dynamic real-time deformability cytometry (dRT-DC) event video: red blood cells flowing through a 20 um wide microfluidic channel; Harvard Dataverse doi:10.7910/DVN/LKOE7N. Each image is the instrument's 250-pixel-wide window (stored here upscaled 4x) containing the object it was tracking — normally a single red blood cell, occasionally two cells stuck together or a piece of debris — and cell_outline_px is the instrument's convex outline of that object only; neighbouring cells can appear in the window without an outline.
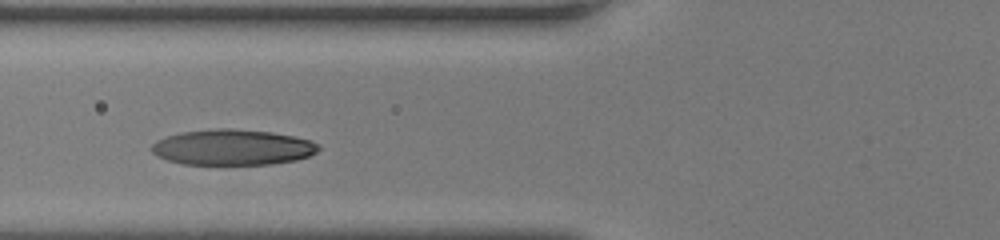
{"species": "human", "species_latin": "Homo sapiens", "temperature_condition": "room temperature", "stored_images_in_passage": 36, "camera_frame_rate_fps": 3000, "um_per_image_px": 0.085, "donor": {"sex": "female"}, "frame": {"image": 1, "passage_image": 15, "time_ms": 4.667, "image_size_px": [1000, 240], "cell_outline_px": [[320, 148], [316, 152], [308, 156], [296, 160], [272, 164], [184, 164], [168, 160], [156, 156], [152, 152], [152, 144], [156, 140], [180, 132], [216, 128], [228, 128], [272, 132], [312, 140], [320, 144]], "centroid_in_image_um": [19.78, 12.51], "position_along_channel_um": 106.0, "area_um2": 34.74}}
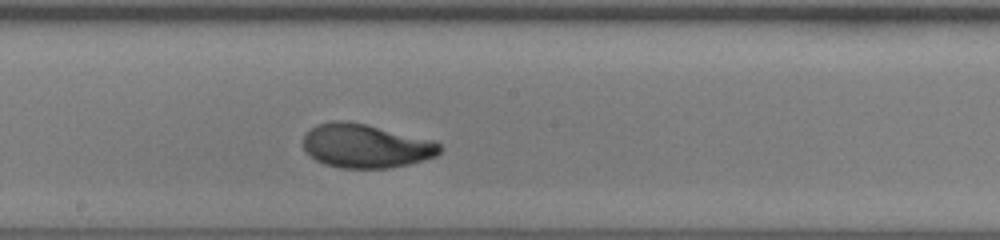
{"frame": {"image": 2, "passage_image": 23, "time_ms": 7.333, "image_size_px": [1000, 240], "cell_outline_px": [[444, 148], [436, 156], [408, 164], [388, 168], [340, 168], [324, 164], [308, 156], [304, 152], [304, 136], [316, 124], [332, 120], [344, 120], [364, 124], [432, 140], [440, 144]], "centroid_in_image_um": [31.06, 12.41], "position_along_channel_um": 217.1, "area_um2": 34.85}}
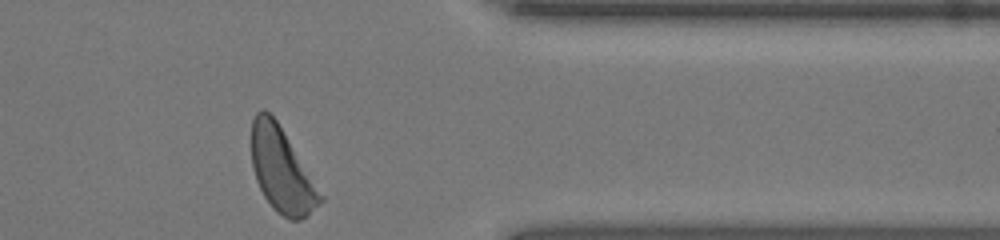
{"frame": {"image": 3, "passage_image": 36, "time_ms": 11.667, "image_size_px": [1000, 240], "cell_outline_px": [[324, 200], [300, 220], [288, 220], [276, 212], [272, 208], [264, 196], [256, 180], [252, 168], [252, 120], [256, 112], [260, 108], [264, 108], [276, 120], [324, 196]], "centroid_in_image_um": [23.93, 14.48], "position_along_channel_um": 387.5, "area_um2": 33.52}, "authors_computed_cell_mechanics": {"area_um2": 34.5355, "velocity_mm_per_s": 4.1714, "shape_relaxation_time_tau1_ms": 2.7523, "shape_relaxation_time_tau2_ms": 1.3594, "deformation_change_tau1": 0.1769, "deformation_change_tau2": 0.0551}}